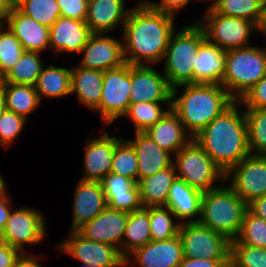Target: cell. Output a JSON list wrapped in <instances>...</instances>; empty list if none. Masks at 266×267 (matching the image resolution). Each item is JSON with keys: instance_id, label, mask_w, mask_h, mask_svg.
I'll return each instance as SVG.
<instances>
[{"instance_id": "cell-1", "label": "cell", "mask_w": 266, "mask_h": 267, "mask_svg": "<svg viewBox=\"0 0 266 267\" xmlns=\"http://www.w3.org/2000/svg\"><path fill=\"white\" fill-rule=\"evenodd\" d=\"M175 17L150 8L143 0L130 9L123 25V48L126 63L150 65L163 60Z\"/></svg>"}, {"instance_id": "cell-2", "label": "cell", "mask_w": 266, "mask_h": 267, "mask_svg": "<svg viewBox=\"0 0 266 267\" xmlns=\"http://www.w3.org/2000/svg\"><path fill=\"white\" fill-rule=\"evenodd\" d=\"M237 106L234 101L193 138L225 174L250 155L246 115Z\"/></svg>"}, {"instance_id": "cell-3", "label": "cell", "mask_w": 266, "mask_h": 267, "mask_svg": "<svg viewBox=\"0 0 266 267\" xmlns=\"http://www.w3.org/2000/svg\"><path fill=\"white\" fill-rule=\"evenodd\" d=\"M185 87L177 97L178 88ZM235 100L218 84L191 83L172 88L171 109L194 138Z\"/></svg>"}, {"instance_id": "cell-4", "label": "cell", "mask_w": 266, "mask_h": 267, "mask_svg": "<svg viewBox=\"0 0 266 267\" xmlns=\"http://www.w3.org/2000/svg\"><path fill=\"white\" fill-rule=\"evenodd\" d=\"M248 205L230 186H223L203 192L199 223L234 240Z\"/></svg>"}, {"instance_id": "cell-5", "label": "cell", "mask_w": 266, "mask_h": 267, "mask_svg": "<svg viewBox=\"0 0 266 267\" xmlns=\"http://www.w3.org/2000/svg\"><path fill=\"white\" fill-rule=\"evenodd\" d=\"M205 40V33L196 22L172 34L163 57V74L172 88L193 83L196 57Z\"/></svg>"}, {"instance_id": "cell-6", "label": "cell", "mask_w": 266, "mask_h": 267, "mask_svg": "<svg viewBox=\"0 0 266 267\" xmlns=\"http://www.w3.org/2000/svg\"><path fill=\"white\" fill-rule=\"evenodd\" d=\"M266 75V48L240 47L226 51L222 87L239 101Z\"/></svg>"}, {"instance_id": "cell-7", "label": "cell", "mask_w": 266, "mask_h": 267, "mask_svg": "<svg viewBox=\"0 0 266 267\" xmlns=\"http://www.w3.org/2000/svg\"><path fill=\"white\" fill-rule=\"evenodd\" d=\"M173 165L177 178L202 192L219 187L217 180L225 182V173L193 138L174 155Z\"/></svg>"}, {"instance_id": "cell-8", "label": "cell", "mask_w": 266, "mask_h": 267, "mask_svg": "<svg viewBox=\"0 0 266 267\" xmlns=\"http://www.w3.org/2000/svg\"><path fill=\"white\" fill-rule=\"evenodd\" d=\"M201 20L196 23L203 29L206 39L226 51L249 46L251 32L257 30L251 20L225 16L211 10H206Z\"/></svg>"}, {"instance_id": "cell-9", "label": "cell", "mask_w": 266, "mask_h": 267, "mask_svg": "<svg viewBox=\"0 0 266 267\" xmlns=\"http://www.w3.org/2000/svg\"><path fill=\"white\" fill-rule=\"evenodd\" d=\"M131 64L104 71L99 112L104 125L110 126L115 120L124 117L130 106Z\"/></svg>"}, {"instance_id": "cell-10", "label": "cell", "mask_w": 266, "mask_h": 267, "mask_svg": "<svg viewBox=\"0 0 266 267\" xmlns=\"http://www.w3.org/2000/svg\"><path fill=\"white\" fill-rule=\"evenodd\" d=\"M183 257L230 260V240L199 222L180 224Z\"/></svg>"}, {"instance_id": "cell-11", "label": "cell", "mask_w": 266, "mask_h": 267, "mask_svg": "<svg viewBox=\"0 0 266 267\" xmlns=\"http://www.w3.org/2000/svg\"><path fill=\"white\" fill-rule=\"evenodd\" d=\"M227 181L247 205L266 195V155L245 157L225 174Z\"/></svg>"}, {"instance_id": "cell-12", "label": "cell", "mask_w": 266, "mask_h": 267, "mask_svg": "<svg viewBox=\"0 0 266 267\" xmlns=\"http://www.w3.org/2000/svg\"><path fill=\"white\" fill-rule=\"evenodd\" d=\"M9 214L0 241L26 254L25 244L36 245L46 237L45 217L40 211L22 207Z\"/></svg>"}, {"instance_id": "cell-13", "label": "cell", "mask_w": 266, "mask_h": 267, "mask_svg": "<svg viewBox=\"0 0 266 267\" xmlns=\"http://www.w3.org/2000/svg\"><path fill=\"white\" fill-rule=\"evenodd\" d=\"M58 248L73 259L89 266L113 267L124 258L118 248L87 239L78 231H70Z\"/></svg>"}, {"instance_id": "cell-14", "label": "cell", "mask_w": 266, "mask_h": 267, "mask_svg": "<svg viewBox=\"0 0 266 267\" xmlns=\"http://www.w3.org/2000/svg\"><path fill=\"white\" fill-rule=\"evenodd\" d=\"M144 102H172V87L150 65H131L130 104Z\"/></svg>"}, {"instance_id": "cell-15", "label": "cell", "mask_w": 266, "mask_h": 267, "mask_svg": "<svg viewBox=\"0 0 266 267\" xmlns=\"http://www.w3.org/2000/svg\"><path fill=\"white\" fill-rule=\"evenodd\" d=\"M80 53L79 66L84 68L107 71L126 64L123 41L105 33H92Z\"/></svg>"}, {"instance_id": "cell-16", "label": "cell", "mask_w": 266, "mask_h": 267, "mask_svg": "<svg viewBox=\"0 0 266 267\" xmlns=\"http://www.w3.org/2000/svg\"><path fill=\"white\" fill-rule=\"evenodd\" d=\"M182 259V242L177 235L167 240H151L135 249L126 257V266L136 263L139 267H177Z\"/></svg>"}, {"instance_id": "cell-17", "label": "cell", "mask_w": 266, "mask_h": 267, "mask_svg": "<svg viewBox=\"0 0 266 267\" xmlns=\"http://www.w3.org/2000/svg\"><path fill=\"white\" fill-rule=\"evenodd\" d=\"M129 213L106 207L93 220L84 224L77 231L87 239L105 243L119 249L125 232Z\"/></svg>"}, {"instance_id": "cell-18", "label": "cell", "mask_w": 266, "mask_h": 267, "mask_svg": "<svg viewBox=\"0 0 266 267\" xmlns=\"http://www.w3.org/2000/svg\"><path fill=\"white\" fill-rule=\"evenodd\" d=\"M122 139L105 131L100 137L87 139L81 180L100 181L110 173L115 146Z\"/></svg>"}, {"instance_id": "cell-19", "label": "cell", "mask_w": 266, "mask_h": 267, "mask_svg": "<svg viewBox=\"0 0 266 267\" xmlns=\"http://www.w3.org/2000/svg\"><path fill=\"white\" fill-rule=\"evenodd\" d=\"M75 189L73 219L70 231H77L107 207V201L100 181L80 179Z\"/></svg>"}, {"instance_id": "cell-20", "label": "cell", "mask_w": 266, "mask_h": 267, "mask_svg": "<svg viewBox=\"0 0 266 267\" xmlns=\"http://www.w3.org/2000/svg\"><path fill=\"white\" fill-rule=\"evenodd\" d=\"M91 34L85 21L60 16L50 27L49 46L57 56L59 52L80 54Z\"/></svg>"}, {"instance_id": "cell-21", "label": "cell", "mask_w": 266, "mask_h": 267, "mask_svg": "<svg viewBox=\"0 0 266 267\" xmlns=\"http://www.w3.org/2000/svg\"><path fill=\"white\" fill-rule=\"evenodd\" d=\"M100 183L110 209L132 213L143 207L139 187L132 179L110 172Z\"/></svg>"}, {"instance_id": "cell-22", "label": "cell", "mask_w": 266, "mask_h": 267, "mask_svg": "<svg viewBox=\"0 0 266 267\" xmlns=\"http://www.w3.org/2000/svg\"><path fill=\"white\" fill-rule=\"evenodd\" d=\"M6 24L18 38L25 51L41 53L46 48L50 49V28L37 23L15 6L12 7Z\"/></svg>"}, {"instance_id": "cell-23", "label": "cell", "mask_w": 266, "mask_h": 267, "mask_svg": "<svg viewBox=\"0 0 266 267\" xmlns=\"http://www.w3.org/2000/svg\"><path fill=\"white\" fill-rule=\"evenodd\" d=\"M126 0H89L86 24L92 33H107L124 25L130 9Z\"/></svg>"}, {"instance_id": "cell-24", "label": "cell", "mask_w": 266, "mask_h": 267, "mask_svg": "<svg viewBox=\"0 0 266 267\" xmlns=\"http://www.w3.org/2000/svg\"><path fill=\"white\" fill-rule=\"evenodd\" d=\"M127 141L137 155L138 180L154 175L173 163L171 154L156 144L146 132H135V138Z\"/></svg>"}, {"instance_id": "cell-25", "label": "cell", "mask_w": 266, "mask_h": 267, "mask_svg": "<svg viewBox=\"0 0 266 267\" xmlns=\"http://www.w3.org/2000/svg\"><path fill=\"white\" fill-rule=\"evenodd\" d=\"M202 195V191L176 177L169 189L166 206L175 215L176 220H182L180 224L198 222Z\"/></svg>"}, {"instance_id": "cell-26", "label": "cell", "mask_w": 266, "mask_h": 267, "mask_svg": "<svg viewBox=\"0 0 266 267\" xmlns=\"http://www.w3.org/2000/svg\"><path fill=\"white\" fill-rule=\"evenodd\" d=\"M226 50L207 39L200 45L193 69V83L222 85Z\"/></svg>"}, {"instance_id": "cell-27", "label": "cell", "mask_w": 266, "mask_h": 267, "mask_svg": "<svg viewBox=\"0 0 266 267\" xmlns=\"http://www.w3.org/2000/svg\"><path fill=\"white\" fill-rule=\"evenodd\" d=\"M145 132L156 144L171 155H175L192 139L172 109Z\"/></svg>"}, {"instance_id": "cell-28", "label": "cell", "mask_w": 266, "mask_h": 267, "mask_svg": "<svg viewBox=\"0 0 266 267\" xmlns=\"http://www.w3.org/2000/svg\"><path fill=\"white\" fill-rule=\"evenodd\" d=\"M104 71L75 66L71 69V94L75 92L78 103L93 111L99 106L102 95Z\"/></svg>"}, {"instance_id": "cell-29", "label": "cell", "mask_w": 266, "mask_h": 267, "mask_svg": "<svg viewBox=\"0 0 266 267\" xmlns=\"http://www.w3.org/2000/svg\"><path fill=\"white\" fill-rule=\"evenodd\" d=\"M176 177V170L172 163L154 175L139 179L137 185L142 206H166L169 189Z\"/></svg>"}, {"instance_id": "cell-30", "label": "cell", "mask_w": 266, "mask_h": 267, "mask_svg": "<svg viewBox=\"0 0 266 267\" xmlns=\"http://www.w3.org/2000/svg\"><path fill=\"white\" fill-rule=\"evenodd\" d=\"M151 240L149 207H142L129 213L121 244V255L126 258L135 249L146 245Z\"/></svg>"}, {"instance_id": "cell-31", "label": "cell", "mask_w": 266, "mask_h": 267, "mask_svg": "<svg viewBox=\"0 0 266 267\" xmlns=\"http://www.w3.org/2000/svg\"><path fill=\"white\" fill-rule=\"evenodd\" d=\"M35 90L42 98H60L71 95V69L65 67H43L35 84Z\"/></svg>"}, {"instance_id": "cell-32", "label": "cell", "mask_w": 266, "mask_h": 267, "mask_svg": "<svg viewBox=\"0 0 266 267\" xmlns=\"http://www.w3.org/2000/svg\"><path fill=\"white\" fill-rule=\"evenodd\" d=\"M5 109L27 119L42 103L35 86L3 82Z\"/></svg>"}, {"instance_id": "cell-33", "label": "cell", "mask_w": 266, "mask_h": 267, "mask_svg": "<svg viewBox=\"0 0 266 267\" xmlns=\"http://www.w3.org/2000/svg\"><path fill=\"white\" fill-rule=\"evenodd\" d=\"M39 52L25 51L18 62L0 80L6 83L35 86L43 67Z\"/></svg>"}, {"instance_id": "cell-34", "label": "cell", "mask_w": 266, "mask_h": 267, "mask_svg": "<svg viewBox=\"0 0 266 267\" xmlns=\"http://www.w3.org/2000/svg\"><path fill=\"white\" fill-rule=\"evenodd\" d=\"M162 104L168 106L167 110L162 109ZM172 102H144L130 104L127 116L134 125V132H145L148 128L158 122L170 109Z\"/></svg>"}, {"instance_id": "cell-35", "label": "cell", "mask_w": 266, "mask_h": 267, "mask_svg": "<svg viewBox=\"0 0 266 267\" xmlns=\"http://www.w3.org/2000/svg\"><path fill=\"white\" fill-rule=\"evenodd\" d=\"M265 2L266 0H216L211 11L251 20L257 25Z\"/></svg>"}, {"instance_id": "cell-36", "label": "cell", "mask_w": 266, "mask_h": 267, "mask_svg": "<svg viewBox=\"0 0 266 267\" xmlns=\"http://www.w3.org/2000/svg\"><path fill=\"white\" fill-rule=\"evenodd\" d=\"M248 147L252 155H266V109H245Z\"/></svg>"}, {"instance_id": "cell-37", "label": "cell", "mask_w": 266, "mask_h": 267, "mask_svg": "<svg viewBox=\"0 0 266 267\" xmlns=\"http://www.w3.org/2000/svg\"><path fill=\"white\" fill-rule=\"evenodd\" d=\"M175 215L167 206H150L149 222L152 241L173 238L179 234L180 221H173Z\"/></svg>"}, {"instance_id": "cell-38", "label": "cell", "mask_w": 266, "mask_h": 267, "mask_svg": "<svg viewBox=\"0 0 266 267\" xmlns=\"http://www.w3.org/2000/svg\"><path fill=\"white\" fill-rule=\"evenodd\" d=\"M15 7L37 23L49 28L60 17L57 0H21Z\"/></svg>"}, {"instance_id": "cell-39", "label": "cell", "mask_w": 266, "mask_h": 267, "mask_svg": "<svg viewBox=\"0 0 266 267\" xmlns=\"http://www.w3.org/2000/svg\"><path fill=\"white\" fill-rule=\"evenodd\" d=\"M230 242H240L251 247L266 248V220L247 210L237 237Z\"/></svg>"}, {"instance_id": "cell-40", "label": "cell", "mask_w": 266, "mask_h": 267, "mask_svg": "<svg viewBox=\"0 0 266 267\" xmlns=\"http://www.w3.org/2000/svg\"><path fill=\"white\" fill-rule=\"evenodd\" d=\"M110 172L138 182L137 155L133 146L125 139L115 146Z\"/></svg>"}, {"instance_id": "cell-41", "label": "cell", "mask_w": 266, "mask_h": 267, "mask_svg": "<svg viewBox=\"0 0 266 267\" xmlns=\"http://www.w3.org/2000/svg\"><path fill=\"white\" fill-rule=\"evenodd\" d=\"M24 52L20 41L10 28L0 25V79L13 68Z\"/></svg>"}, {"instance_id": "cell-42", "label": "cell", "mask_w": 266, "mask_h": 267, "mask_svg": "<svg viewBox=\"0 0 266 267\" xmlns=\"http://www.w3.org/2000/svg\"><path fill=\"white\" fill-rule=\"evenodd\" d=\"M230 263L235 267H266V248L230 242Z\"/></svg>"}, {"instance_id": "cell-43", "label": "cell", "mask_w": 266, "mask_h": 267, "mask_svg": "<svg viewBox=\"0 0 266 267\" xmlns=\"http://www.w3.org/2000/svg\"><path fill=\"white\" fill-rule=\"evenodd\" d=\"M26 121L24 117L5 109L0 116V145L8 150L23 130Z\"/></svg>"}, {"instance_id": "cell-44", "label": "cell", "mask_w": 266, "mask_h": 267, "mask_svg": "<svg viewBox=\"0 0 266 267\" xmlns=\"http://www.w3.org/2000/svg\"><path fill=\"white\" fill-rule=\"evenodd\" d=\"M239 102L246 109H266V75Z\"/></svg>"}, {"instance_id": "cell-45", "label": "cell", "mask_w": 266, "mask_h": 267, "mask_svg": "<svg viewBox=\"0 0 266 267\" xmlns=\"http://www.w3.org/2000/svg\"><path fill=\"white\" fill-rule=\"evenodd\" d=\"M89 0H57L60 16L86 21Z\"/></svg>"}, {"instance_id": "cell-46", "label": "cell", "mask_w": 266, "mask_h": 267, "mask_svg": "<svg viewBox=\"0 0 266 267\" xmlns=\"http://www.w3.org/2000/svg\"><path fill=\"white\" fill-rule=\"evenodd\" d=\"M150 8L172 16H176L177 11L189 4L190 0H160V2H150L143 0Z\"/></svg>"}, {"instance_id": "cell-47", "label": "cell", "mask_w": 266, "mask_h": 267, "mask_svg": "<svg viewBox=\"0 0 266 267\" xmlns=\"http://www.w3.org/2000/svg\"><path fill=\"white\" fill-rule=\"evenodd\" d=\"M22 255L18 249L0 241V267H15Z\"/></svg>"}, {"instance_id": "cell-48", "label": "cell", "mask_w": 266, "mask_h": 267, "mask_svg": "<svg viewBox=\"0 0 266 267\" xmlns=\"http://www.w3.org/2000/svg\"><path fill=\"white\" fill-rule=\"evenodd\" d=\"M230 260H208L183 257L177 267H224Z\"/></svg>"}, {"instance_id": "cell-49", "label": "cell", "mask_w": 266, "mask_h": 267, "mask_svg": "<svg viewBox=\"0 0 266 267\" xmlns=\"http://www.w3.org/2000/svg\"><path fill=\"white\" fill-rule=\"evenodd\" d=\"M7 188L5 187L0 192V237L3 234L4 227L6 225L7 219L9 217V214L11 212V197L6 192Z\"/></svg>"}, {"instance_id": "cell-50", "label": "cell", "mask_w": 266, "mask_h": 267, "mask_svg": "<svg viewBox=\"0 0 266 267\" xmlns=\"http://www.w3.org/2000/svg\"><path fill=\"white\" fill-rule=\"evenodd\" d=\"M248 210L255 216L266 220V195L248 204Z\"/></svg>"}, {"instance_id": "cell-51", "label": "cell", "mask_w": 266, "mask_h": 267, "mask_svg": "<svg viewBox=\"0 0 266 267\" xmlns=\"http://www.w3.org/2000/svg\"><path fill=\"white\" fill-rule=\"evenodd\" d=\"M40 257L42 256L23 254L22 257L16 262L15 267H43L39 262Z\"/></svg>"}, {"instance_id": "cell-52", "label": "cell", "mask_w": 266, "mask_h": 267, "mask_svg": "<svg viewBox=\"0 0 266 267\" xmlns=\"http://www.w3.org/2000/svg\"><path fill=\"white\" fill-rule=\"evenodd\" d=\"M13 5L8 0H0V25L7 23Z\"/></svg>"}, {"instance_id": "cell-53", "label": "cell", "mask_w": 266, "mask_h": 267, "mask_svg": "<svg viewBox=\"0 0 266 267\" xmlns=\"http://www.w3.org/2000/svg\"><path fill=\"white\" fill-rule=\"evenodd\" d=\"M257 26V32H261L262 35L266 37V2L264 3L260 19L258 21Z\"/></svg>"}, {"instance_id": "cell-54", "label": "cell", "mask_w": 266, "mask_h": 267, "mask_svg": "<svg viewBox=\"0 0 266 267\" xmlns=\"http://www.w3.org/2000/svg\"><path fill=\"white\" fill-rule=\"evenodd\" d=\"M5 110V95H4V86L3 82L0 80V116Z\"/></svg>"}, {"instance_id": "cell-55", "label": "cell", "mask_w": 266, "mask_h": 267, "mask_svg": "<svg viewBox=\"0 0 266 267\" xmlns=\"http://www.w3.org/2000/svg\"><path fill=\"white\" fill-rule=\"evenodd\" d=\"M113 267H127L126 266V258H123L117 265Z\"/></svg>"}, {"instance_id": "cell-56", "label": "cell", "mask_w": 266, "mask_h": 267, "mask_svg": "<svg viewBox=\"0 0 266 267\" xmlns=\"http://www.w3.org/2000/svg\"><path fill=\"white\" fill-rule=\"evenodd\" d=\"M6 187L3 177L0 175V192Z\"/></svg>"}, {"instance_id": "cell-57", "label": "cell", "mask_w": 266, "mask_h": 267, "mask_svg": "<svg viewBox=\"0 0 266 267\" xmlns=\"http://www.w3.org/2000/svg\"><path fill=\"white\" fill-rule=\"evenodd\" d=\"M13 6L17 5L21 0H8Z\"/></svg>"}, {"instance_id": "cell-58", "label": "cell", "mask_w": 266, "mask_h": 267, "mask_svg": "<svg viewBox=\"0 0 266 267\" xmlns=\"http://www.w3.org/2000/svg\"><path fill=\"white\" fill-rule=\"evenodd\" d=\"M198 1H200V0H198ZM202 1H205V0H202ZM215 1L216 0H212L213 3L210 4V6L207 8V10H211L213 8ZM210 2H211V0H210Z\"/></svg>"}, {"instance_id": "cell-59", "label": "cell", "mask_w": 266, "mask_h": 267, "mask_svg": "<svg viewBox=\"0 0 266 267\" xmlns=\"http://www.w3.org/2000/svg\"><path fill=\"white\" fill-rule=\"evenodd\" d=\"M224 267H235L232 263H228L227 265H225Z\"/></svg>"}, {"instance_id": "cell-60", "label": "cell", "mask_w": 266, "mask_h": 267, "mask_svg": "<svg viewBox=\"0 0 266 267\" xmlns=\"http://www.w3.org/2000/svg\"><path fill=\"white\" fill-rule=\"evenodd\" d=\"M83 266L85 267H96V266H89L88 264L83 263Z\"/></svg>"}]
</instances>
